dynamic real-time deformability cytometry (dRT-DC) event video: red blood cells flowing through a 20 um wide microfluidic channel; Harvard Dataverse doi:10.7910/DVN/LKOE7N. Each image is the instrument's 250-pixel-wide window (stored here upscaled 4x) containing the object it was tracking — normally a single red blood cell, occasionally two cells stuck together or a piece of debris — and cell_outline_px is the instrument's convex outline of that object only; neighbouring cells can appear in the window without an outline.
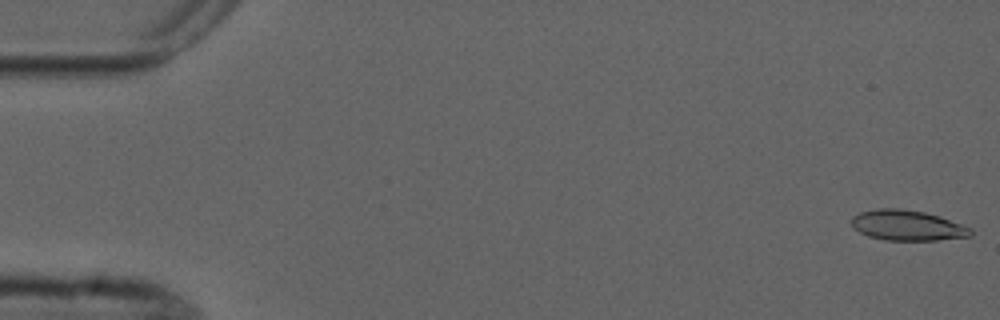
{"species": "common noctule bat (a hibernating species)", "species_latin": "Nyctalus noctula", "temperature_condition": "cold", "stored_images_in_passage": 6, "camera_frame_rate_fps": 3000, "um_per_image_px": 0.085, "animal": {"sex": "male", "forearm_length_mm": 52.5}, "frame": {"image": 1, "passage_image": 1, "time_ms": 0.0, "image_size_px": [1000, 320], "cell_outline_px": [[972, 236], [936, 240], [884, 240], [868, 236], [860, 232], [852, 224], [852, 216], [860, 212], [876, 208], [900, 208], [924, 212], [940, 216], [972, 228]], "centroid_in_image_um": [77.14, 19.15], "position_along_channel_um": 7.9, "area_um2": 21.1}}
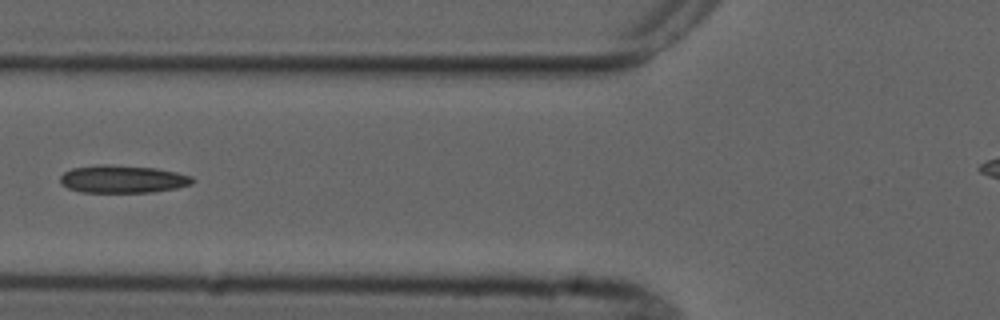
{"frame": {"image": 2, "passage_image": 6, "time_ms": 6.667, "image_size_px": [1000, 320], "cell_outline_px": [[196, 180], [192, 184], [176, 188], [152, 192], [80, 192], [68, 188], [60, 184], [60, 176], [64, 172], [72, 168], [100, 164], [108, 164], [156, 168], [176, 172], [192, 176]], "centroid_in_image_um": [10.42, 15.22], "position_along_channel_um": 115.4, "area_um2": 21.5}}